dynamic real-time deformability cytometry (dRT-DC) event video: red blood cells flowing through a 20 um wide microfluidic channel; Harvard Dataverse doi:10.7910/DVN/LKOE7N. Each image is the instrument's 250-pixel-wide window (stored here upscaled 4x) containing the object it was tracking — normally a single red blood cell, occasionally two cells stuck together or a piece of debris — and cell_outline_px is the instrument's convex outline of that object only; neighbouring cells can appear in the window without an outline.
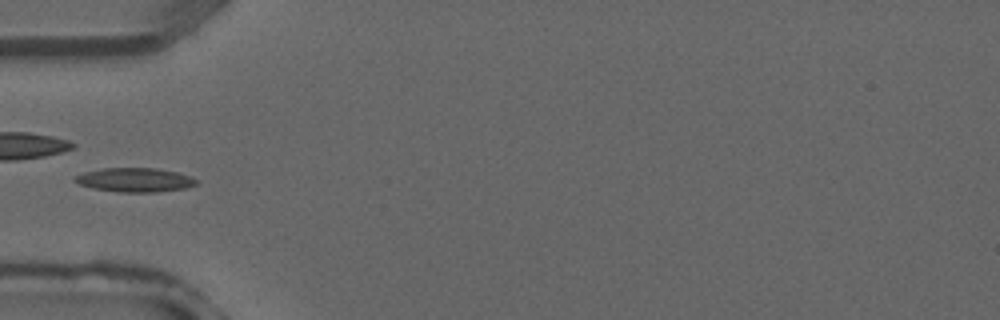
{"species": "common noctule bat (a hibernating species)", "species_latin": "Nyctalus noctula", "temperature_condition": "warm", "stored_images_in_passage": 27, "camera_frame_rate_fps": 3000, "um_per_image_px": 0.085, "animal": {"sex": "male", "forearm_length_mm": 52.5}, "frame": {"image": 1, "passage_image": 1, "time_ms": 0.0, "image_size_px": [1000, 320], "cell_outline_px": [[200, 180], [196, 184], [184, 188], [156, 192], [116, 192], [92, 188], [80, 184], [72, 180], [76, 176], [84, 172], [104, 168], [156, 168], [176, 172], [192, 176]], "centroid_in_image_um": [11.48, 15.29], "position_along_channel_um": 73.5, "area_um2": 17.05}}
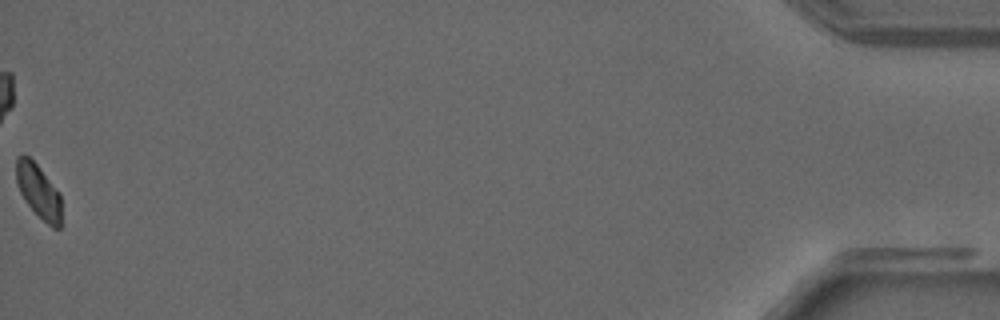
{"frame": {"image": 2, "passage_image": 27, "time_ms": 8.667, "image_size_px": [1000, 320], "cell_outline_px": [[60, 228], [52, 228], [24, 200], [20, 192], [16, 180], [16, 156], [28, 156], [36, 164], [60, 192]], "centroid_in_image_um": [3.26, 16.23], "position_along_channel_um": 431.9, "area_um2": 13.87}}